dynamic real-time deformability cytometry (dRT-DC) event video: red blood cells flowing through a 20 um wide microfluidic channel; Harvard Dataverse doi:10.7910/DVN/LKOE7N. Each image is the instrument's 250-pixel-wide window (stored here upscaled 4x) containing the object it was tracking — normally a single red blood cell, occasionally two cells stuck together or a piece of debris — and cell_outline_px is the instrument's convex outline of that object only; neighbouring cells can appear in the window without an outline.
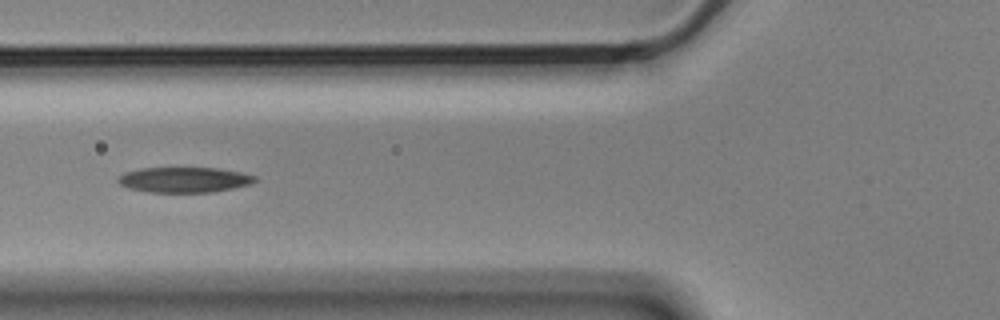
{"species": "Egyptian fruit bat (a non-hibernating species)", "species_latin": "Rousettus aegyptiacus", "temperature_condition": "cold", "stored_images_in_passage": 5, "camera_frame_rate_fps": 3000, "um_per_image_px": 0.085, "animal": {"sex": "male"}, "frame": {"image": 1, "passage_image": 5, "time_ms": 1.333, "image_size_px": [1000, 320], "cell_outline_px": [[256, 180], [252, 184], [212, 192], [148, 192], [128, 188], [120, 184], [116, 180], [116, 176], [124, 172], [140, 168], [216, 168], [240, 172], [256, 176]], "centroid_in_image_um": [15.61, 15.28], "position_along_channel_um": 110.2, "area_um2": 20.29}}